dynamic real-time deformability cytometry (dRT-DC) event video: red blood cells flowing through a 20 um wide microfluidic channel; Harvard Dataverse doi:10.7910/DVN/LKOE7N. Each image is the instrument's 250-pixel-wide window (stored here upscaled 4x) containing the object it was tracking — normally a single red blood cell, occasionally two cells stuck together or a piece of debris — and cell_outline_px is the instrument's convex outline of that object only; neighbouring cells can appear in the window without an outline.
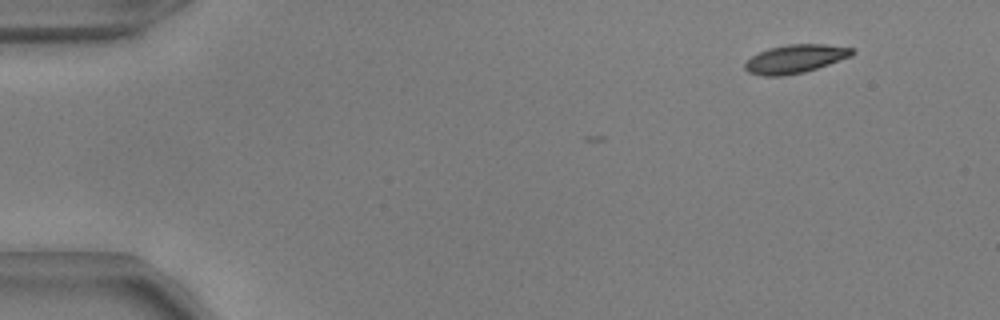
{"species": "common noctule bat (a hibernating species)", "species_latin": "Nyctalus noctula", "temperature_condition": "warm", "stored_images_in_passage": 50, "camera_frame_rate_fps": 3000, "um_per_image_px": 0.085, "animal": {"sex": "male", "body_mass_g": 17.9, "forearm_length_mm": 54.2}, "frame": {"image": 1, "passage_image": 2, "time_ms": 0.333, "image_size_px": [1000, 320], "cell_outline_px": [[852, 52], [848, 56], [800, 72], [752, 72], [748, 68], [748, 60], [772, 48], [800, 44], [816, 44], [852, 48]], "centroid_in_image_um": [67.71, 4.92], "position_along_channel_um": 17.3, "area_um2": 15.03}}
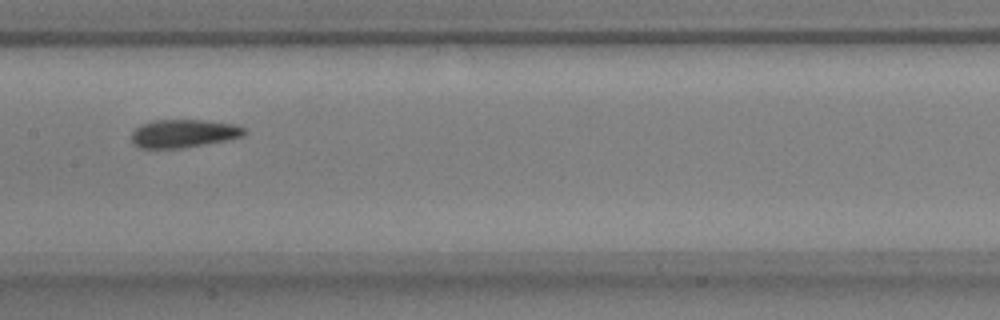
{"frame": {"image": 2, "passage_image": 24, "time_ms": 7.667, "image_size_px": [1000, 320], "cell_outline_px": [[244, 132], [236, 136], [196, 144], [160, 148], [148, 148], [136, 144], [132, 136], [140, 128], [148, 124], [176, 120], [188, 120], [224, 124], [240, 128]], "centroid_in_image_um": [15.51, 11.35], "position_along_channel_um": 191.9, "area_um2": 15.66}}
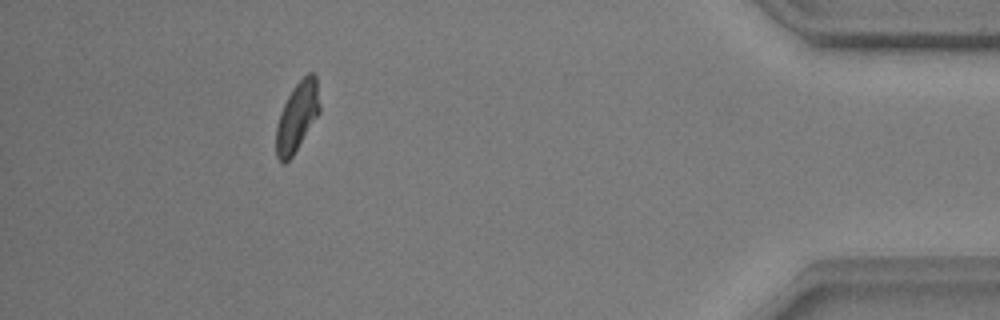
{"frame": {"image": 3, "passage_image": 45, "time_ms": 14.667, "image_size_px": [1000, 320], "cell_outline_px": [[320, 108], [316, 116], [292, 156], [288, 160], [280, 160], [276, 152], [276, 128], [284, 104], [296, 84], [304, 76], [312, 72], [316, 76]], "centroid_in_image_um": [25.26, 9.88], "position_along_channel_um": 409.9, "area_um2": 16.59}, "authors_computed_cell_mechanics": {"area_um2": 15.6638, "velocity_mm_per_s": 3.8449, "shape_relaxation_time_tau1_ms": null, "shape_relaxation_time_tau2_ms": 3.7862, "deformation_change_tau1": null, "deformation_change_tau2": 0.1229}}